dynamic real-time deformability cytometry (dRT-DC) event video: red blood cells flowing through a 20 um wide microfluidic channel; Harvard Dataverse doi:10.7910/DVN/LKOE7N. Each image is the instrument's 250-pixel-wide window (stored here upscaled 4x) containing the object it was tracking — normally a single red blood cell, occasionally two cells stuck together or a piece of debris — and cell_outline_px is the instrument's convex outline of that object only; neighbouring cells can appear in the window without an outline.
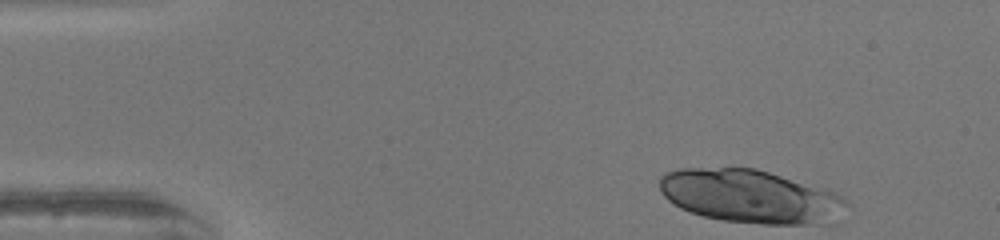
{"species": "human", "species_latin": "Homo sapiens", "temperature_condition": "warm", "stored_images_in_passage": 46, "camera_frame_rate_fps": 3000, "um_per_image_px": 0.085, "donor": {"sex": "female"}, "frame": {"image": 1, "passage_image": 1, "time_ms": 0.0, "image_size_px": [1000, 240], "cell_outline_px": [[852, 208], [840, 224], [760, 224], [724, 220], [704, 216], [680, 208], [668, 200], [660, 192], [660, 176], [664, 172], [680, 168], [756, 168], [828, 188], [836, 192], [848, 200]], "centroid_in_image_um": [63.97, 16.71], "position_along_channel_um": 21.0, "area_um2": 59.82}}